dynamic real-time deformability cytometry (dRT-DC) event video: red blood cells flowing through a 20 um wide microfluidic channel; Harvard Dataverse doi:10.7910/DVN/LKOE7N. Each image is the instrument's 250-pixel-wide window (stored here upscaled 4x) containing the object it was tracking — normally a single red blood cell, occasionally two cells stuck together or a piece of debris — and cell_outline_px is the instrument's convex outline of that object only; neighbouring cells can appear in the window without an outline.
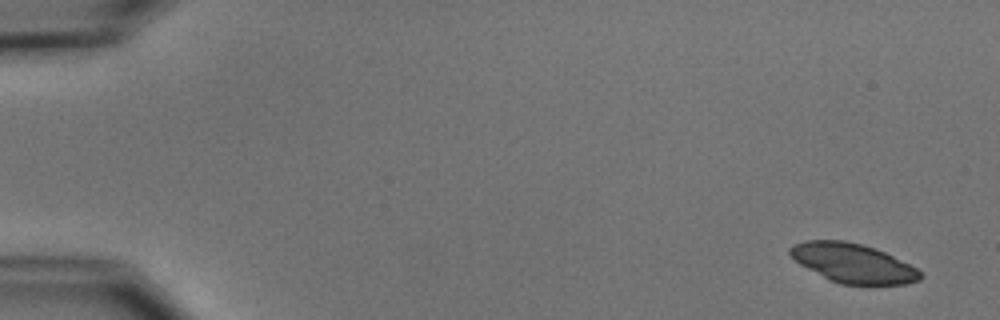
{"species": "common noctule bat (a hibernating species)", "species_latin": "Nyctalus noctula", "temperature_condition": "cold", "stored_images_in_passage": 4, "camera_frame_rate_fps": 3000, "um_per_image_px": 0.085, "animal": {"sex": "male", "body_mass_g": 15.6}, "frame": {"image": 1, "passage_image": 1, "time_ms": 0.0, "image_size_px": [1000, 320], "cell_outline_px": [[924, 276], [920, 280], [908, 284], [872, 288], [840, 284], [828, 280], [800, 264], [788, 252], [788, 248], [792, 244], [804, 240], [844, 240], [876, 248], [916, 268]], "centroid_in_image_um": [72.53, 22.42], "position_along_channel_um": 12.5, "area_um2": 30.69}}